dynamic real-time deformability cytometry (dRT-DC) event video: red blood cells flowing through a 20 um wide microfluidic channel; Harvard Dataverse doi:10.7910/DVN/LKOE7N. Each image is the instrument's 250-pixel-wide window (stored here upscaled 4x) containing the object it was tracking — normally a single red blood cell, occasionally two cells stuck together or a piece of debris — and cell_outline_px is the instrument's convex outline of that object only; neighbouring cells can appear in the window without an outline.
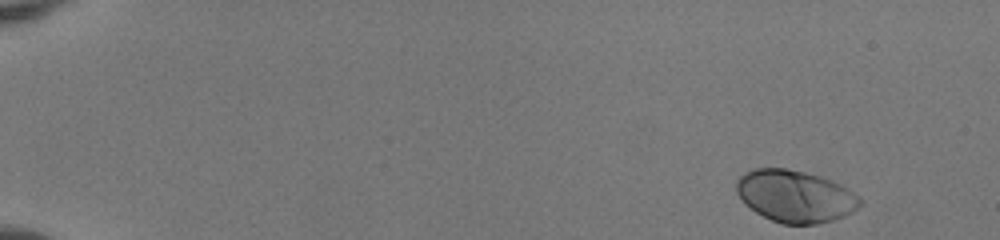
{"species": "human", "species_latin": "Homo sapiens", "temperature_condition": "room temperature", "stored_images_in_passage": 49, "camera_frame_rate_fps": 3000, "um_per_image_px": 0.085, "donor": {"sex": "female"}, "frame": {"image": 1, "passage_image": 1, "time_ms": 0.0, "image_size_px": [1000, 240], "cell_outline_px": [[864, 204], [852, 212], [844, 216], [832, 220], [816, 224], [780, 224], [756, 212], [744, 204], [736, 192], [736, 180], [744, 172], [752, 168], [784, 168], [804, 172], [820, 176], [832, 180], [840, 184], [860, 196], [864, 200]], "centroid_in_image_um": [67.6, 16.67], "position_along_channel_um": 17.4, "area_um2": 37.86}}
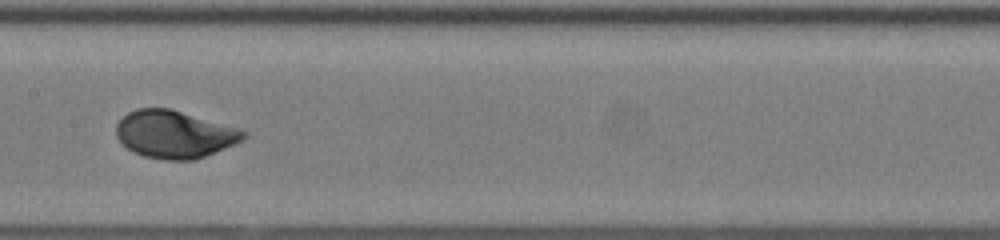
{"frame": {"image": 2, "passage_image": 26, "time_ms": 8.333, "image_size_px": [1000, 240], "cell_outline_px": [[248, 136], [244, 140], [196, 160], [164, 160], [144, 156], [128, 148], [116, 136], [116, 124], [128, 112], [136, 108], [172, 108], [240, 128], [248, 132]], "centroid_in_image_um": [14.88, 11.4], "position_along_channel_um": 192.5, "area_um2": 35.55}}
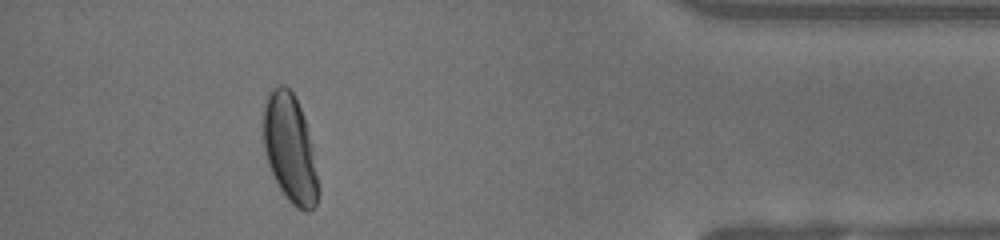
{"frame": {"image": 3, "passage_image": 45, "time_ms": 14.667, "image_size_px": [1000, 240], "cell_outline_px": [[320, 192], [316, 204], [308, 212], [304, 212], [296, 208], [284, 196], [268, 164], [264, 152], [264, 104], [272, 88], [280, 84], [284, 84], [296, 96], [304, 116], [312, 152]], "centroid_in_image_um": [24.64, 12.65], "position_along_channel_um": 410.6, "area_um2": 34.33}, "authors_computed_cell_mechanics": {"area_um2": 35.3158, "velocity_mm_per_s": 4.0091, "shape_relaxation_time_tau1_ms": 2.4069, "shape_relaxation_time_tau2_ms": null, "deformation_change_tau1": 0.1601, "deformation_change_tau2": null}}